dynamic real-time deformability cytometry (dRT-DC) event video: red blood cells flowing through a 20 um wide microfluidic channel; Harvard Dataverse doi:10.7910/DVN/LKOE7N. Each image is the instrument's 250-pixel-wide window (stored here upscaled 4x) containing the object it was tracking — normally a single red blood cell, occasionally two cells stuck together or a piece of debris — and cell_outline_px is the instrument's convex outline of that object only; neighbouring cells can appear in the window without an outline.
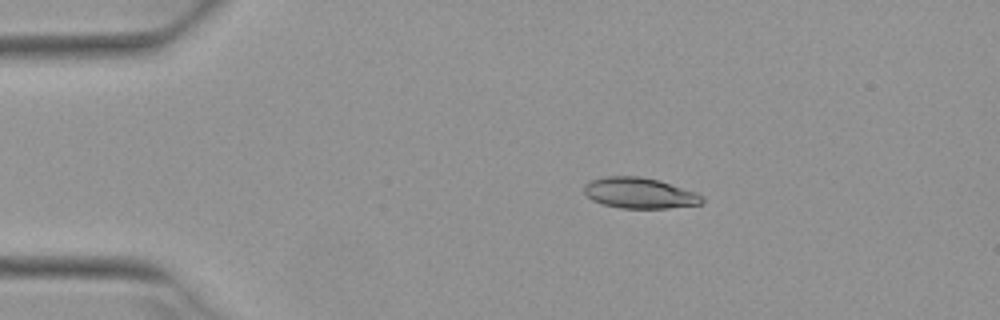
{"species": "Egyptian fruit bat (a non-hibernating species)", "species_latin": "Rousettus aegyptiacus", "temperature_condition": "warm", "stored_images_in_passage": 7, "camera_frame_rate_fps": 3000, "um_per_image_px": 0.085, "animal": {"sex": "female"}, "frame": {"image": 1, "passage_image": 3, "time_ms": 0.667, "image_size_px": [1000, 320], "cell_outline_px": [[704, 200], [700, 204], [668, 208], [620, 208], [604, 204], [592, 200], [584, 192], [584, 184], [592, 180], [604, 176], [640, 176], [656, 180], [696, 192], [704, 196]], "centroid_in_image_um": [54.35, 16.41], "position_along_channel_um": 30.6, "area_um2": 20.98}}